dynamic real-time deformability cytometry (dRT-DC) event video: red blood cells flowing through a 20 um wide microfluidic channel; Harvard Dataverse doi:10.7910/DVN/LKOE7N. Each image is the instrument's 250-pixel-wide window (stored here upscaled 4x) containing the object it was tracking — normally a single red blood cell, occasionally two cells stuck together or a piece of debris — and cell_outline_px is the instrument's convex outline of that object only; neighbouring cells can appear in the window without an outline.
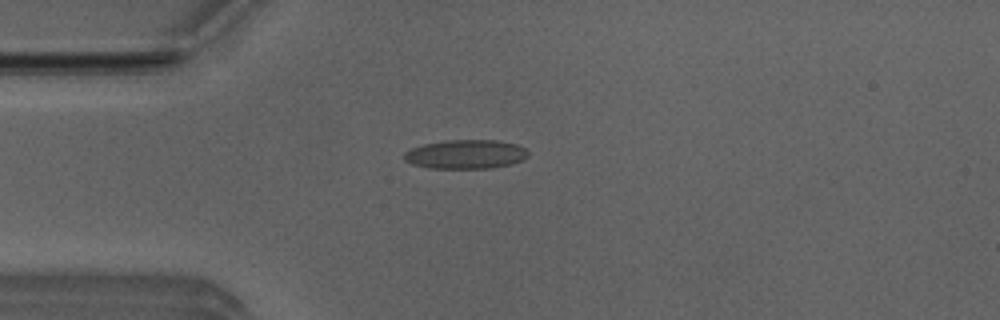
{"species": "Egyptian fruit bat (a non-hibernating species)", "species_latin": "Rousettus aegyptiacus", "temperature_condition": "room temperature", "stored_images_in_passage": 3, "camera_frame_rate_fps": 3000, "um_per_image_px": 0.085, "animal": {"sex": "male"}, "frame": {"image": 1, "passage_image": 2, "time_ms": 0.333, "image_size_px": [1000, 320], "cell_outline_px": [[528, 156], [524, 160], [512, 164], [492, 168], [428, 168], [412, 164], [404, 160], [404, 152], [412, 148], [424, 144], [444, 140], [500, 140], [516, 144], [524, 148], [528, 152]], "centroid_in_image_um": [39.6, 13.11], "position_along_channel_um": 45.4, "area_um2": 21.15}}